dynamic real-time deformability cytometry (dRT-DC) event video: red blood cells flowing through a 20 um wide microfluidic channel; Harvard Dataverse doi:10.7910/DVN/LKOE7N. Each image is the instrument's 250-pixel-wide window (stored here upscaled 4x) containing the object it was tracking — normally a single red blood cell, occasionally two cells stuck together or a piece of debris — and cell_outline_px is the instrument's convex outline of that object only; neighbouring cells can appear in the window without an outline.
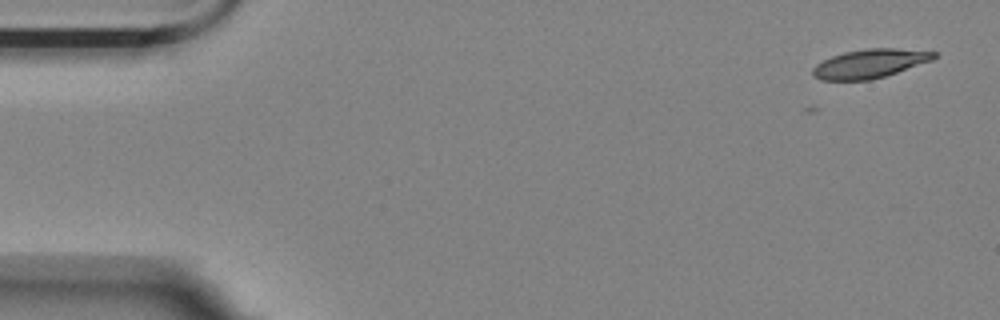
{"species": "Egyptian fruit bat (a non-hibernating species)", "species_latin": "Rousettus aegyptiacus", "temperature_condition": "room temperature", "stored_images_in_passage": 5, "camera_frame_rate_fps": 3000, "um_per_image_px": 0.085, "animal": {"sex": "female"}, "frame": {"image": 1, "passage_image": 1, "time_ms": 0.0, "image_size_px": [1000, 320], "cell_outline_px": [[936, 56], [932, 60], [872, 80], [820, 80], [812, 76], [812, 68], [816, 64], [832, 56], [844, 52], [868, 48], [896, 48], [936, 52]], "centroid_in_image_um": [73.89, 5.41], "position_along_channel_um": 11.1, "area_um2": 20.23}}
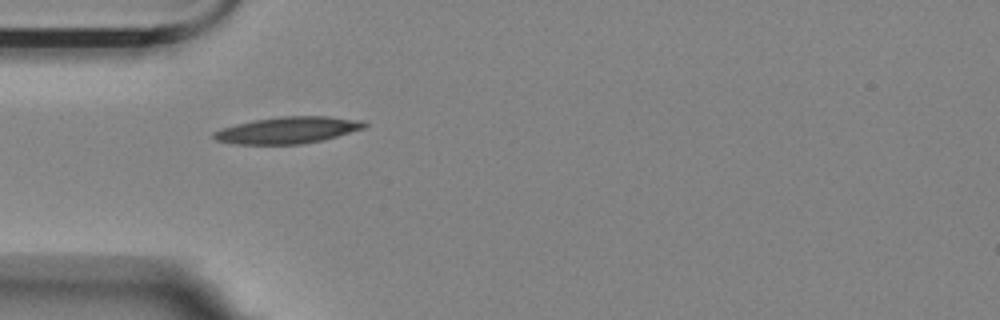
{"frame": {"image": 2, "passage_image": 5, "time_ms": 1.333, "image_size_px": [1000, 320], "cell_outline_px": [[368, 124], [364, 128], [324, 140], [300, 144], [236, 144], [216, 140], [212, 136], [212, 132], [220, 128], [252, 120], [280, 116], [328, 116], [360, 120]], "centroid_in_image_um": [24.43, 11.06], "position_along_channel_um": 60.6, "area_um2": 23.47}}